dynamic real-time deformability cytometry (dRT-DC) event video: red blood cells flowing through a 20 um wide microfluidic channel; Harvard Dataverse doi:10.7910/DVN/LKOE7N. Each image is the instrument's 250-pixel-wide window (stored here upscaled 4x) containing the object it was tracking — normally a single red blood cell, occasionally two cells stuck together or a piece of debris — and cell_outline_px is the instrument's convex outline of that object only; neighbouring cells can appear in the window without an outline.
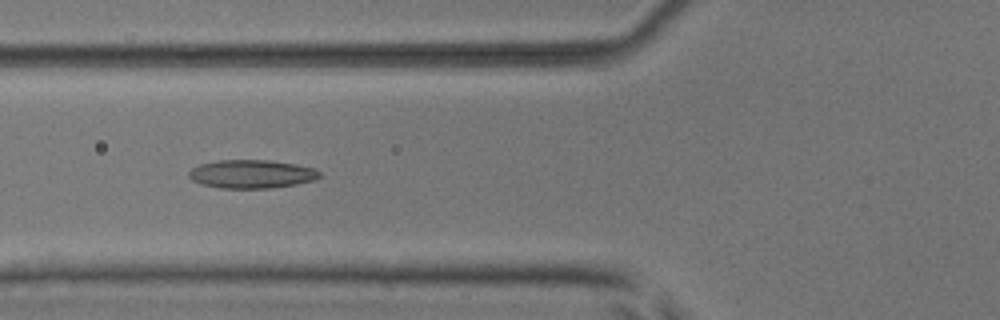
{"species": "common noctule bat (a hibernating species)", "species_latin": "Nyctalus noctula", "temperature_condition": "room temperature", "stored_images_in_passage": 10, "camera_frame_rate_fps": 3000, "um_per_image_px": 0.085, "animal": {"sex": "male", "body_mass_g": 17.9, "forearm_length_mm": 54.2}, "frame": {"image": 1, "passage_image": 7, "time_ms": 2.0, "image_size_px": [1000, 320], "cell_outline_px": [[320, 176], [312, 180], [296, 184], [272, 188], [220, 188], [200, 184], [192, 180], [188, 176], [188, 172], [192, 168], [200, 164], [220, 160], [268, 160], [296, 164], [312, 168], [320, 172]], "centroid_in_image_um": [21.34, 14.79], "position_along_channel_um": 104.5, "area_um2": 21.56}}
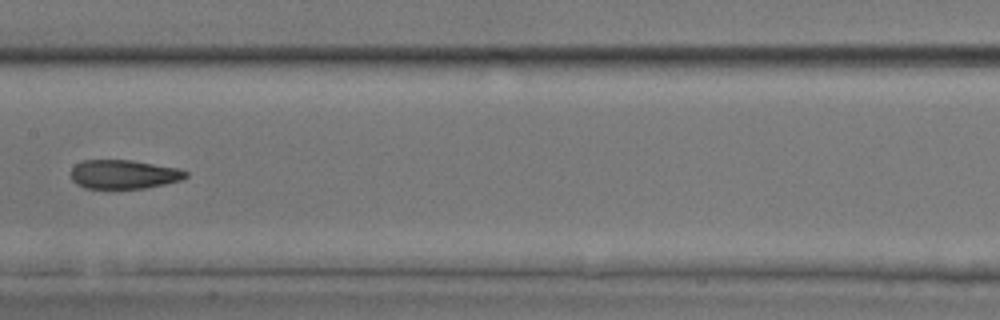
{"frame": {"image": 2, "passage_image": 9, "time_ms": 2.667, "image_size_px": [1000, 320], "cell_outline_px": [[188, 176], [180, 180], [164, 184], [144, 188], [84, 188], [76, 184], [72, 180], [72, 168], [76, 164], [84, 160], [132, 160], [180, 168], [188, 172]], "centroid_in_image_um": [10.54, 14.81], "position_along_channel_um": 196.9, "area_um2": 19.36}}